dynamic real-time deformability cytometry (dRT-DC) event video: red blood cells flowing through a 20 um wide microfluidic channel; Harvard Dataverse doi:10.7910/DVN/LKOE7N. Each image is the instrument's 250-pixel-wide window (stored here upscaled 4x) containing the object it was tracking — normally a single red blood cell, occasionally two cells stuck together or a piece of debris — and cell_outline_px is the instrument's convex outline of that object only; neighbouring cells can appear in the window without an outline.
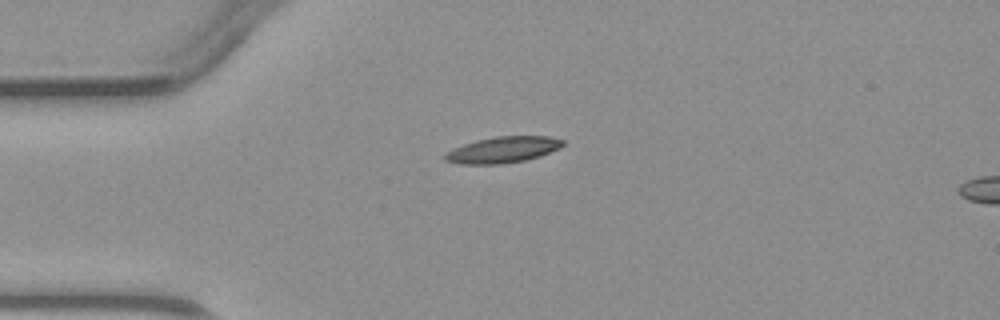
{"species": "common noctule bat (a hibernating species)", "species_latin": "Nyctalus noctula", "temperature_condition": "warm", "stored_images_in_passage": 2, "camera_frame_rate_fps": 3000, "um_per_image_px": 0.085, "animal": {"sex": "male", "body_mass_g": 23.1, "forearm_length_mm": 52.7}, "frame": {"image": 1, "passage_image": 1, "time_ms": 0.0, "image_size_px": [1000, 320], "cell_outline_px": [[564, 144], [560, 148], [540, 156], [524, 160], [500, 164], [460, 164], [444, 160], [444, 152], [452, 148], [476, 140], [496, 136], [548, 136], [564, 140]], "centroid_in_image_um": [42.72, 12.72], "position_along_channel_um": 42.3, "area_um2": 18.03}}